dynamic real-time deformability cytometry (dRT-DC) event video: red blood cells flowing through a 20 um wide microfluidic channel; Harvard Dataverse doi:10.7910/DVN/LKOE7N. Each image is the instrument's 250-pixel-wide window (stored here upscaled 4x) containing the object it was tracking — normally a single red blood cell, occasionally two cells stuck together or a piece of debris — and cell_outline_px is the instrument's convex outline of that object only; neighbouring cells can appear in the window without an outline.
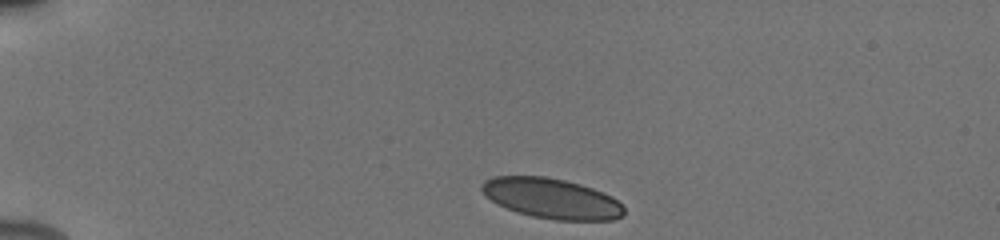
{"species": "human", "species_latin": "Homo sapiens", "temperature_condition": "cold", "stored_images_in_passage": 42, "camera_frame_rate_fps": 3000, "um_per_image_px": 0.085, "donor": {"sex": "male"}, "frame": {"image": 1, "passage_image": 1, "time_ms": 0.0, "image_size_px": [1000, 240], "cell_outline_px": [[624, 216], [612, 220], [556, 220], [532, 216], [516, 212], [496, 204], [480, 188], [480, 184], [484, 180], [492, 176], [544, 176], [564, 180], [580, 184], [592, 188], [612, 196], [624, 208]], "centroid_in_image_um": [46.87, 16.86], "position_along_channel_um": 38.1, "area_um2": 33.35}}
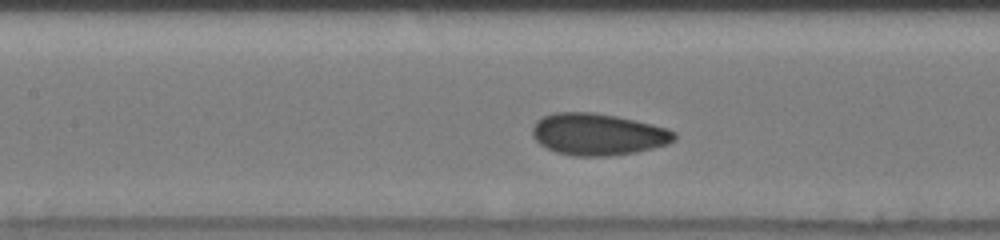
{"frame": {"image": 2, "passage_image": 15, "time_ms": 4.667, "image_size_px": [1000, 240], "cell_outline_px": [[676, 140], [668, 144], [636, 152], [608, 156], [572, 156], [556, 152], [540, 144], [532, 136], [532, 128], [536, 120], [544, 116], [556, 112], [592, 112], [616, 116], [652, 124], [668, 128], [676, 132]], "centroid_in_image_um": [50.83, 11.41], "position_along_channel_um": 156.6, "area_um2": 34.68}}
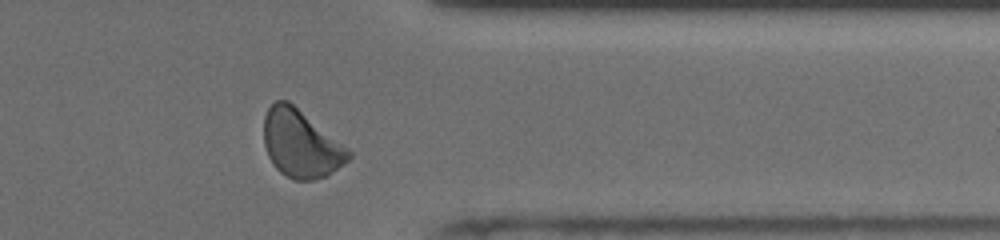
{"frame": {"image": 3, "passage_image": 33, "time_ms": 10.667, "image_size_px": [1000, 240], "cell_outline_px": [[352, 156], [344, 164], [328, 176], [312, 180], [292, 180], [280, 172], [272, 164], [268, 156], [264, 144], [264, 116], [268, 108], [276, 100], [288, 100], [348, 148], [352, 152]], "centroid_in_image_um": [25.57, 12.24], "position_along_channel_um": 385.8, "area_um2": 33.41}, "authors_computed_cell_mechanics": {"area_um2": 33.4373, "velocity_mm_per_s": 3.8909, "shape_relaxation_time_tau1_ms": 3.0187, "shape_relaxation_time_tau2_ms": 0.9917, "deformation_change_tau1": 0.0988, "deformation_change_tau2": 0.0418}}